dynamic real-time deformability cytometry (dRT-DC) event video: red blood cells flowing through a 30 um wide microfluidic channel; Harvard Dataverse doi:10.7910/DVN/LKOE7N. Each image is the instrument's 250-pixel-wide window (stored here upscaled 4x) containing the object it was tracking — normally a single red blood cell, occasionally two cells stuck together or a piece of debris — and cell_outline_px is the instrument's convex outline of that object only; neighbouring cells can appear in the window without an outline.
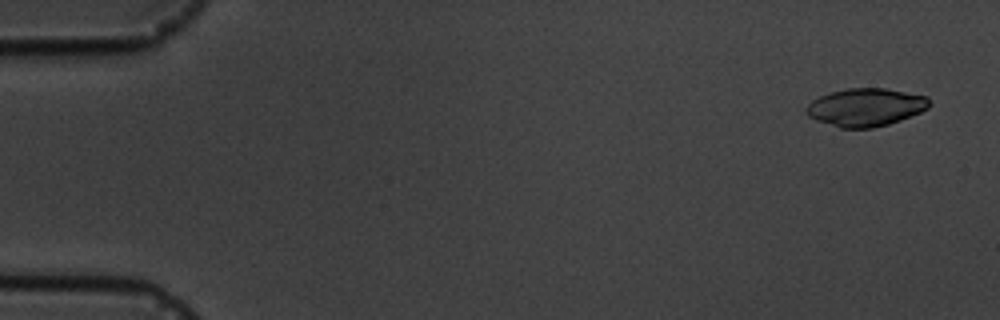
{"species": "common noctule bat (a hibernating species)", "species_latin": "Nyctalus noctula", "temperature_condition": "cold", "stored_images_in_passage": 4, "camera_frame_rate_fps": 3000, "um_per_image_px": 0.085, "animal": {"sex": "male", "body_mass_g": 19.5, "forearm_length_mm": 54.6}, "frame": {"image": 1, "passage_image": 1, "time_ms": 0.0, "image_size_px": [1000, 320], "cell_outline_px": [[928, 108], [920, 112], [900, 120], [888, 124], [872, 128], [840, 128], [816, 120], [808, 116], [804, 112], [804, 108], [812, 100], [828, 92], [848, 88], [884, 88], [928, 96]], "centroid_in_image_um": [73.53, 9.11], "position_along_channel_um": 11.5, "area_um2": 27.22}}
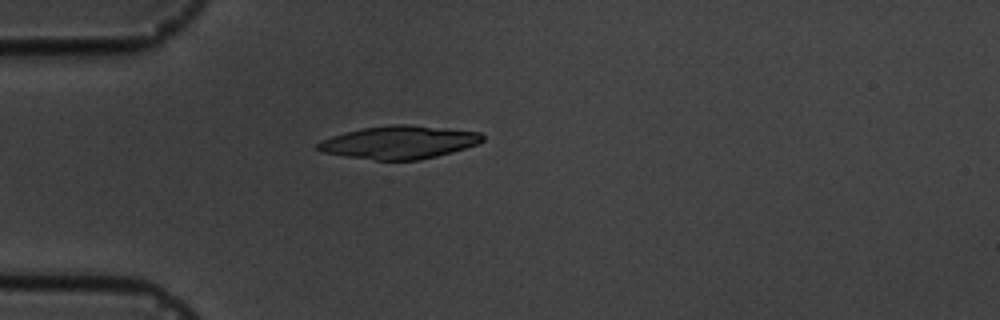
{"frame": {"image": 2, "passage_image": 4, "time_ms": 4.333, "image_size_px": [1000, 320], "cell_outline_px": [[484, 140], [476, 144], [452, 152], [436, 156], [416, 160], [376, 160], [344, 156], [320, 152], [316, 148], [316, 144], [320, 140], [344, 132], [360, 128], [388, 124], [408, 124], [480, 132], [484, 136]], "centroid_in_image_um": [33.87, 12.09], "position_along_channel_um": 51.1, "area_um2": 31.73}}